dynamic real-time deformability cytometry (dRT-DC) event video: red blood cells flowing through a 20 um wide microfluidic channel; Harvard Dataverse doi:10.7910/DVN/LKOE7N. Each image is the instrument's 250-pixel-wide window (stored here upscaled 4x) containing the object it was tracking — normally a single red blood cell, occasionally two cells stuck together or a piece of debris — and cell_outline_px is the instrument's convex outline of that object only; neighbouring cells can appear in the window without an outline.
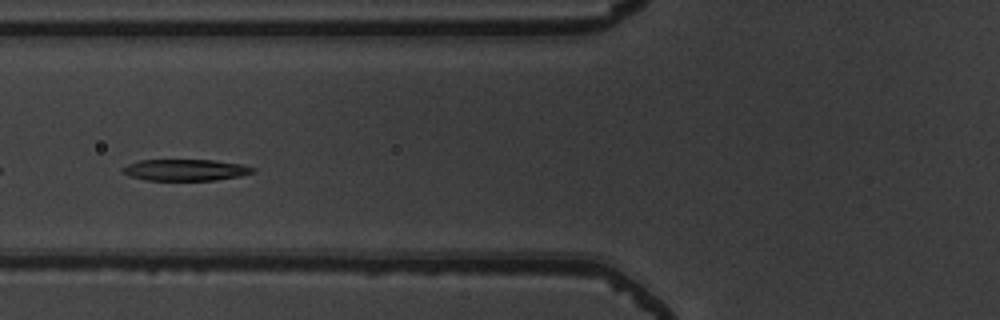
{"species": "common noctule bat (a hibernating species)", "species_latin": "Nyctalus noctula", "temperature_condition": "warm", "stored_images_in_passage": 50, "camera_frame_rate_fps": 3000, "um_per_image_px": 0.085, "animal": {"sex": "male", "body_mass_g": 19.5, "forearm_length_mm": 54.6}, "frame": {"image": 1, "passage_image": 18, "time_ms": 5.667, "image_size_px": [1000, 320], "cell_outline_px": [[256, 172], [240, 176], [216, 180], [144, 180], [120, 172], [120, 168], [128, 164], [140, 160], [212, 160], [244, 164], [256, 168]], "centroid_in_image_um": [15.79, 14.44], "position_along_channel_um": 110.0, "area_um2": 16.42}}
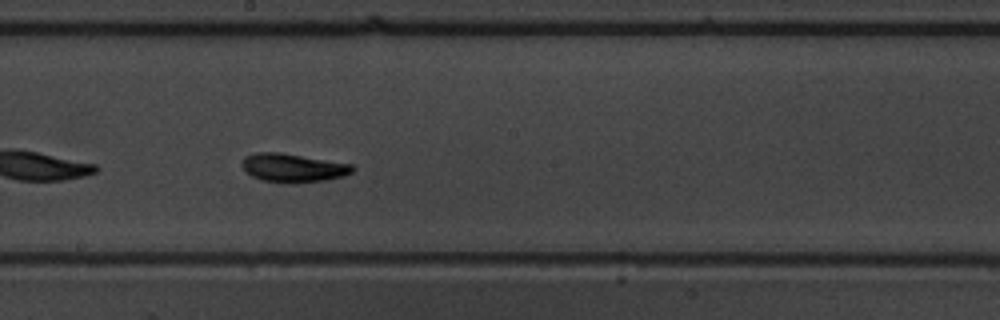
{"frame": {"image": 2, "passage_image": 27, "time_ms": 8.667, "image_size_px": [1000, 320], "cell_outline_px": [[356, 168], [352, 172], [344, 176], [328, 180], [288, 184], [260, 180], [252, 176], [244, 168], [244, 156], [256, 152], [280, 152], [352, 164]], "centroid_in_image_um": [24.95, 14.28], "position_along_channel_um": 223.3, "area_um2": 18.5}}
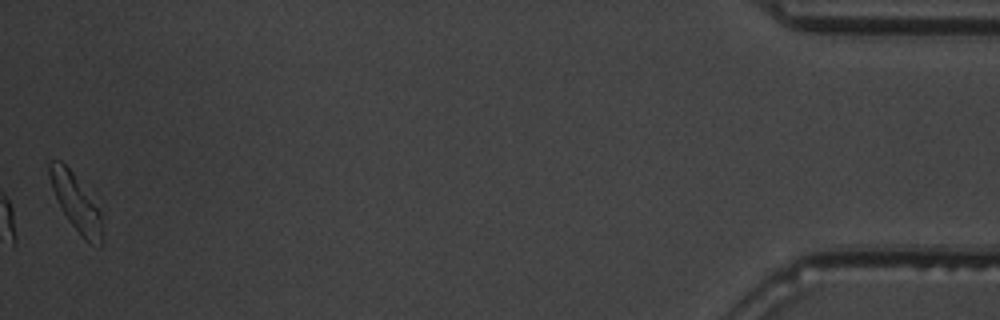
{"frame": {"image": 3, "passage_image": 50, "time_ms": 16.333, "image_size_px": [1000, 320], "cell_outline_px": [[100, 248], [84, 240], [80, 236], [68, 220], [52, 188], [48, 176], [48, 164], [52, 160], [60, 160], [72, 172], [100, 212]], "centroid_in_image_um": [6.4, 17.21], "position_along_channel_um": 428.8, "area_um2": 16.53}, "authors_computed_cell_mechanics": {"area_um2": 17.3689, "velocity_mm_per_s": 3.7847, "shape_relaxation_time_tau1_ms": 2.8883, "shape_relaxation_time_tau2_ms": 2.0883, "deformation_change_tau1": 0.1593, "deformation_change_tau2": 0.0855}}